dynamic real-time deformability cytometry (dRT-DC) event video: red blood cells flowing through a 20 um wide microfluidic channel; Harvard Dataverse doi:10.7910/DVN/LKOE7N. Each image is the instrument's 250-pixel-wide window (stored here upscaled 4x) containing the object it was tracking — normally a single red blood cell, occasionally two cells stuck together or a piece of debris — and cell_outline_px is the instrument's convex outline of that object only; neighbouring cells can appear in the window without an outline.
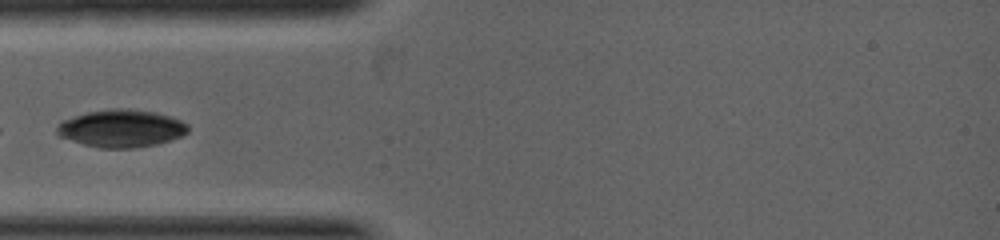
{"species": "common noctule bat (a hibernating species)", "species_latin": "Nyctalus noctula", "temperature_condition": "warm", "stored_images_in_passage": 3, "camera_frame_rate_fps": 5000, "um_per_image_px": 0.085, "animal": {"sex": "female", "body_mass_g": 19.0, "forearm_length_mm": 53.3}, "frame": {"image": 1, "passage_image": 1, "time_ms": 0.0, "image_size_px": [1000, 240], "cell_outline_px": [[188, 132], [180, 136], [156, 144], [136, 148], [100, 148], [84, 144], [56, 136], [56, 124], [60, 120], [88, 112], [112, 108], [128, 108], [156, 112], [180, 120], [188, 124]], "centroid_in_image_um": [10.25, 10.91], "position_along_channel_um": 74.7, "area_um2": 28.84}}